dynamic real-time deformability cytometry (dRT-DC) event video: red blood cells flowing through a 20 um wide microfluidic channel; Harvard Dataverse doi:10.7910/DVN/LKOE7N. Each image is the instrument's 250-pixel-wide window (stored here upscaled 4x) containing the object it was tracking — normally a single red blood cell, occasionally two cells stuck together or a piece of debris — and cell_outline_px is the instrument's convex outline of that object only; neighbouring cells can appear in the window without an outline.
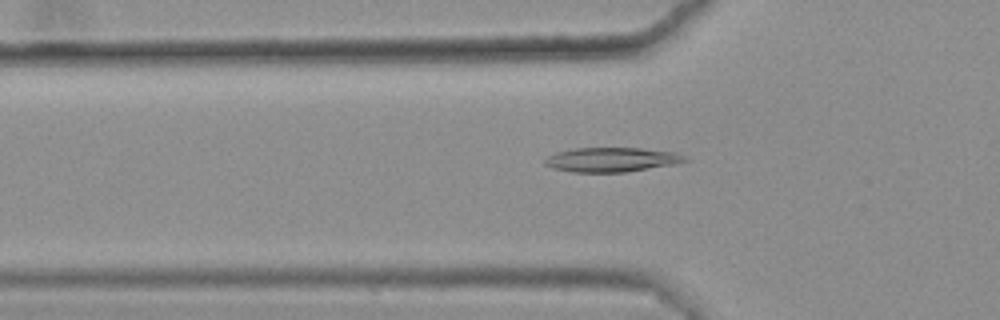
{"species": "common noctule bat (a hibernating species)", "species_latin": "Nyctalus noctula", "temperature_condition": "warm", "stored_images_in_passage": 50, "camera_frame_rate_fps": 3000, "um_per_image_px": 0.085, "animal": {"sex": "female", "body_mass_g": 25.1}, "frame": {"image": 1, "passage_image": 19, "time_ms": 6.0, "image_size_px": [1000, 320], "cell_outline_px": [[688, 160], [672, 164], [624, 172], [572, 172], [552, 168], [544, 164], [544, 160], [548, 156], [556, 152], [572, 148], [640, 148], [676, 152], [684, 156]], "centroid_in_image_um": [51.92, 13.56], "position_along_channel_um": 73.9, "area_um2": 19.77}}
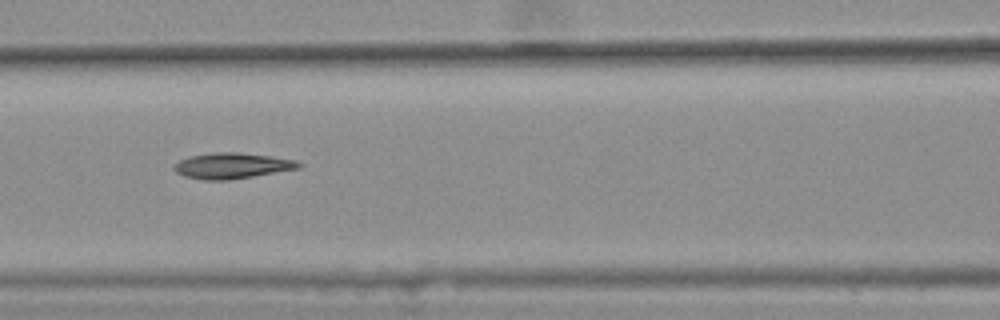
{"frame": {"image": 2, "passage_image": 25, "time_ms": 8.0, "image_size_px": [1000, 320], "cell_outline_px": [[304, 164], [300, 168], [228, 180], [204, 180], [184, 176], [176, 172], [172, 168], [180, 160], [192, 156], [212, 152], [236, 152], [272, 156], [296, 160]], "centroid_in_image_um": [19.74, 14.08], "position_along_channel_um": 146.9, "area_um2": 18.61}}
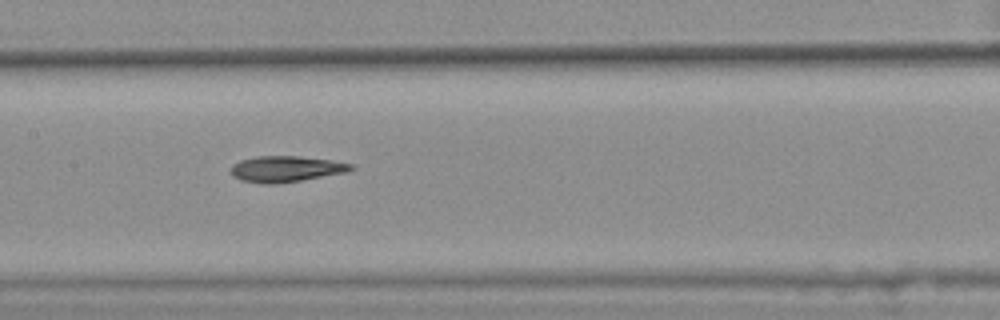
{"frame": {"image": 3, "passage_image": 28, "time_ms": 9.0, "image_size_px": [1000, 320], "cell_outline_px": [[356, 168], [348, 172], [276, 184], [260, 184], [240, 180], [232, 176], [228, 168], [232, 164], [240, 160], [256, 156], [300, 156], [332, 160], [352, 164]], "centroid_in_image_um": [24.26, 14.36], "position_along_channel_um": 183.1, "area_um2": 18.5}}